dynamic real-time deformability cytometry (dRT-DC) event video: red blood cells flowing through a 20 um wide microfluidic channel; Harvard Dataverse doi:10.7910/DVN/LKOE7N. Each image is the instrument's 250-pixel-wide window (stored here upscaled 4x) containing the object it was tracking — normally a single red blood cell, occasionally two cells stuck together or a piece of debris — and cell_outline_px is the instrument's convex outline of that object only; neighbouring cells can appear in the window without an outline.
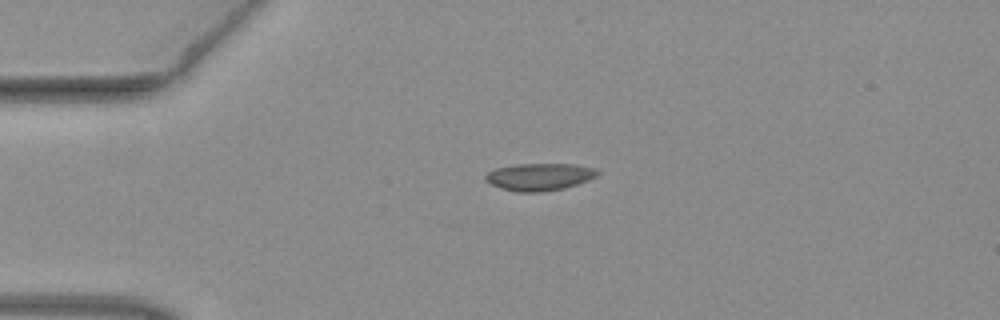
{"species": "common noctule bat (a hibernating species)", "species_latin": "Nyctalus noctula", "temperature_condition": "warm", "stored_images_in_passage": 40, "camera_frame_rate_fps": 3000, "um_per_image_px": 0.085, "animal": {"sex": "female", "body_mass_g": 19.3, "forearm_length_mm": 54.1}, "frame": {"image": 1, "passage_image": 1, "time_ms": 0.0, "image_size_px": [1000, 320], "cell_outline_px": [[600, 172], [596, 176], [588, 180], [564, 188], [540, 192], [516, 192], [492, 184], [484, 180], [484, 176], [488, 172], [496, 168], [516, 164], [572, 164], [596, 168]], "centroid_in_image_um": [45.86, 15.02], "position_along_channel_um": 39.1, "area_um2": 17.69}}
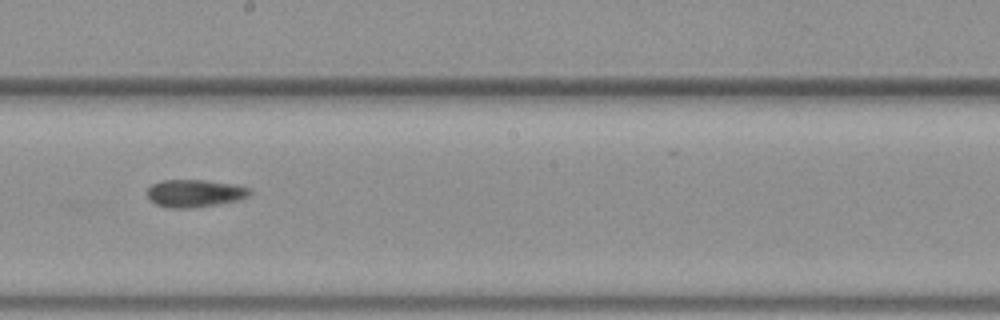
{"frame": {"image": 2, "passage_image": 18, "time_ms": 5.667, "image_size_px": [1000, 320], "cell_outline_px": [[252, 192], [248, 196], [240, 200], [192, 208], [168, 208], [156, 204], [148, 200], [148, 188], [152, 184], [160, 180], [208, 180], [236, 184], [252, 188]], "centroid_in_image_um": [16.58, 16.42], "position_along_channel_um": 231.6, "area_um2": 16.76}}
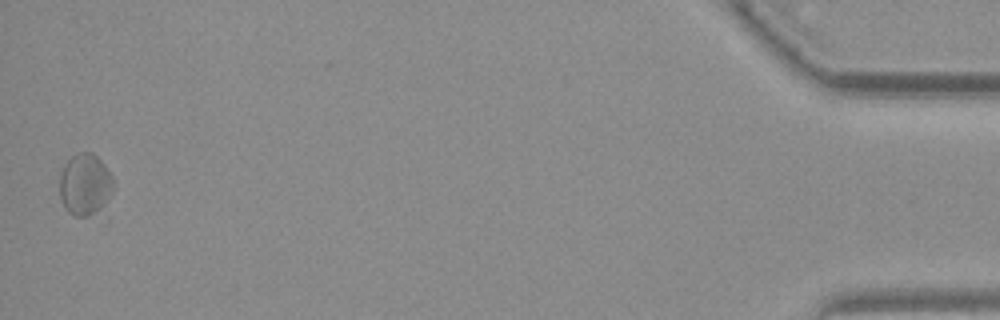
{"frame": {"image": 3, "passage_image": 40, "time_ms": 13.0, "image_size_px": [1000, 320], "cell_outline_px": [[112, 192], [88, 216], [72, 216], [64, 208], [60, 200], [60, 172], [64, 164], [72, 156], [80, 152], [92, 152], [104, 164], [112, 176]], "centroid_in_image_um": [7.16, 15.64], "position_along_channel_um": 428.0, "area_um2": 18.79}, "authors_computed_cell_mechanics": {"area_um2": 16.7909, "velocity_mm_per_s": 3.9805, "shape_relaxation_time_tau1_ms": 10.8606, "shape_relaxation_time_tau2_ms": 4.7417, "deformation_change_tau1": 0.1583, "deformation_change_tau2": 0.1076}}